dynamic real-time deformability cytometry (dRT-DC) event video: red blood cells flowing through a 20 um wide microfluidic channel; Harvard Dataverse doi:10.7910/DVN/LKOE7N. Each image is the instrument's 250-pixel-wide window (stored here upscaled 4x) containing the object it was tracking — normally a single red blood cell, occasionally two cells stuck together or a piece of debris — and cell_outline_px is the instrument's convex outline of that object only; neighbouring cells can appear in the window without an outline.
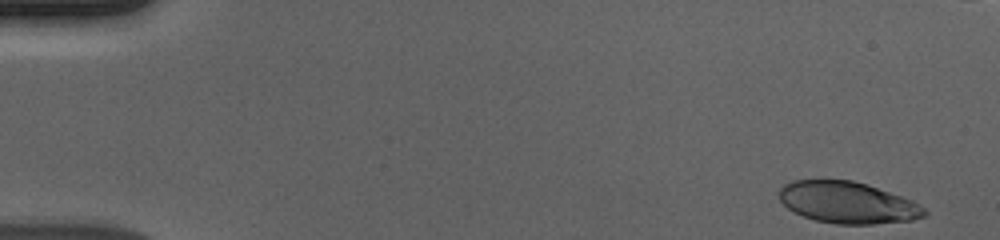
{"species": "human", "species_latin": "Homo sapiens", "temperature_condition": "cold", "stored_images_in_passage": 55, "camera_frame_rate_fps": 3000, "um_per_image_px": 0.085, "donor": {"sex": "male"}, "frame": {"image": 1, "passage_image": 1, "time_ms": 0.0, "image_size_px": [1000, 240], "cell_outline_px": [[928, 212], [924, 216], [912, 220], [872, 224], [836, 224], [816, 220], [792, 212], [780, 200], [780, 188], [784, 184], [792, 180], [852, 180], [868, 184], [912, 200], [920, 204]], "centroid_in_image_um": [72.05, 17.21], "position_along_channel_um": 12.9, "area_um2": 35.2}}
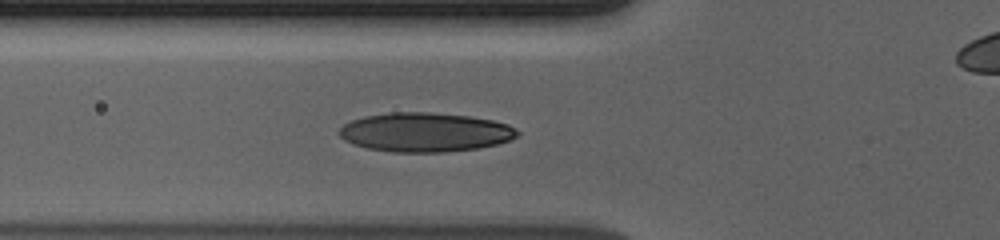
{"frame": {"image": 2, "passage_image": 19, "time_ms": 6.0, "image_size_px": [1000, 240], "cell_outline_px": [[520, 132], [516, 136], [508, 140], [496, 144], [480, 148], [444, 152], [392, 152], [368, 148], [352, 144], [344, 140], [336, 132], [344, 124], [352, 120], [364, 116], [388, 112], [428, 112], [468, 116], [492, 120], [508, 124], [516, 128]], "centroid_in_image_um": [36.1, 11.24], "position_along_channel_um": 89.7, "area_um2": 40.75}}
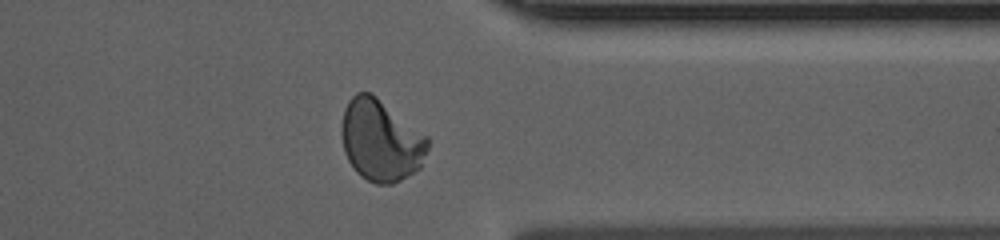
{"frame": {"image": 3, "passage_image": 43, "time_ms": 14.0, "image_size_px": [1000, 240], "cell_outline_px": [[428, 148], [420, 168], [400, 180], [392, 184], [376, 184], [360, 176], [356, 172], [348, 160], [344, 152], [340, 132], [340, 124], [344, 108], [348, 100], [356, 92], [372, 92], [428, 136]], "centroid_in_image_um": [32.34, 11.91], "position_along_channel_um": 379.1, "area_um2": 41.44}, "authors_computed_cell_mechanics": {"area_um2": 38.8994, "velocity_mm_per_s": 3.6705, "shape_relaxation_time_tau1_ms": 4.4373, "shape_relaxation_time_tau2_ms": 0.7577, "deformation_change_tau1": 0.1951, "deformation_change_tau2": 0.0571}}